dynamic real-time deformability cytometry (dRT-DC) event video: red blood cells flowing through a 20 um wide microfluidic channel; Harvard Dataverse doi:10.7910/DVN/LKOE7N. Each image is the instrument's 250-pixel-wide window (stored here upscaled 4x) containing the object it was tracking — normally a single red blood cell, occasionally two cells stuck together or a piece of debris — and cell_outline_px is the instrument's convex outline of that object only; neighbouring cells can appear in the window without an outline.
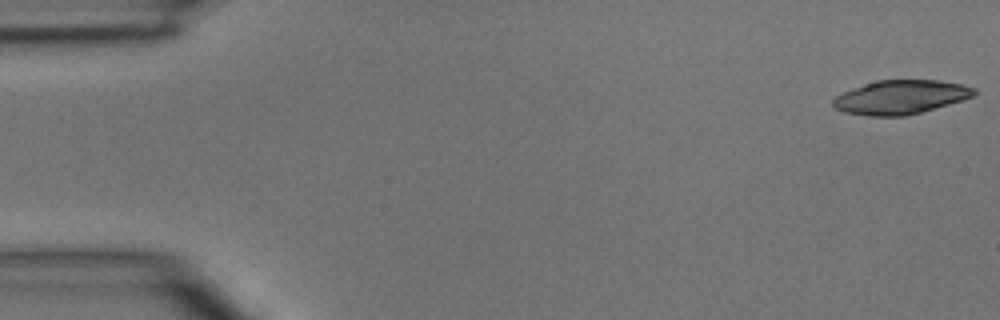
{"species": "common noctule bat (a hibernating species)", "species_latin": "Nyctalus noctula", "temperature_condition": "room temperature", "stored_images_in_passage": 5, "camera_frame_rate_fps": 3000, "um_per_image_px": 0.085, "animal": {"sex": "male", "body_mass_g": 15.6}, "frame": {"image": 1, "passage_image": 1, "time_ms": 0.0, "image_size_px": [1000, 320], "cell_outline_px": [[976, 96], [920, 112], [904, 116], [868, 116], [844, 112], [836, 108], [832, 104], [832, 100], [836, 96], [852, 88], [876, 80], [936, 80], [964, 84], [976, 88]], "centroid_in_image_um": [76.57, 8.25], "position_along_channel_um": 8.4, "area_um2": 27.86}}
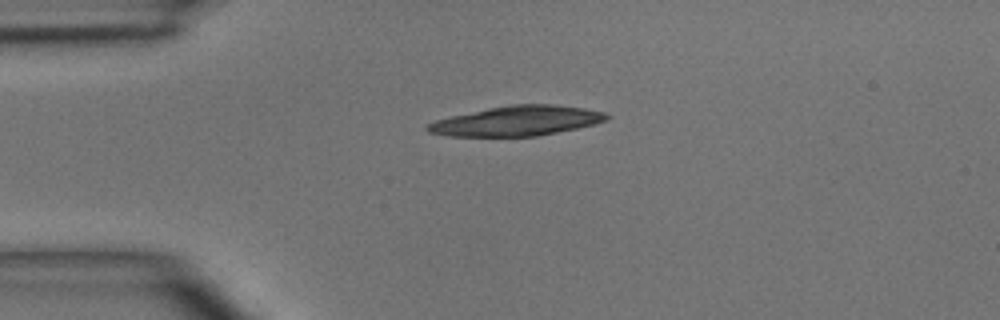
{"frame": {"image": 2, "passage_image": 4, "time_ms": 3.333, "image_size_px": [1000, 320], "cell_outline_px": [[612, 116], [608, 120], [596, 124], [536, 136], [448, 136], [428, 132], [424, 128], [428, 124], [436, 120], [452, 116], [488, 108], [512, 104], [552, 104], [584, 108], [604, 112]], "centroid_in_image_um": [43.97, 10.27], "position_along_channel_um": 41.0, "area_um2": 31.04}}